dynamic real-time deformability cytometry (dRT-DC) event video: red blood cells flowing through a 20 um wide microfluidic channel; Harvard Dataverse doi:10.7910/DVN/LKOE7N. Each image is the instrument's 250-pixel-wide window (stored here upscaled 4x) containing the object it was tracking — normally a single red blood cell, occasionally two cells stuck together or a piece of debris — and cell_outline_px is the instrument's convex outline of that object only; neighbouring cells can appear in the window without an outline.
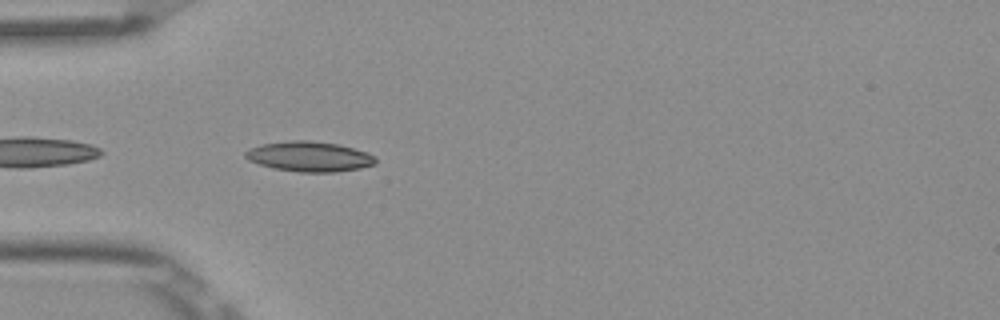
{"species": "Egyptian fruit bat (a non-hibernating species)", "species_latin": "Rousettus aegyptiacus", "temperature_condition": "room temperature", "stored_images_in_passage": 5, "camera_frame_rate_fps": 3000, "um_per_image_px": 0.085, "frame": {"image": 1, "passage_image": 5, "time_ms": 1.333, "image_size_px": [1000, 320], "cell_outline_px": [[376, 164], [360, 168], [336, 172], [300, 172], [272, 168], [248, 160], [244, 156], [244, 152], [248, 148], [264, 144], [292, 140], [308, 140], [340, 144], [368, 152], [376, 156]], "centroid_in_image_um": [26.32, 13.3], "position_along_channel_um": 58.7, "area_um2": 23.0}}